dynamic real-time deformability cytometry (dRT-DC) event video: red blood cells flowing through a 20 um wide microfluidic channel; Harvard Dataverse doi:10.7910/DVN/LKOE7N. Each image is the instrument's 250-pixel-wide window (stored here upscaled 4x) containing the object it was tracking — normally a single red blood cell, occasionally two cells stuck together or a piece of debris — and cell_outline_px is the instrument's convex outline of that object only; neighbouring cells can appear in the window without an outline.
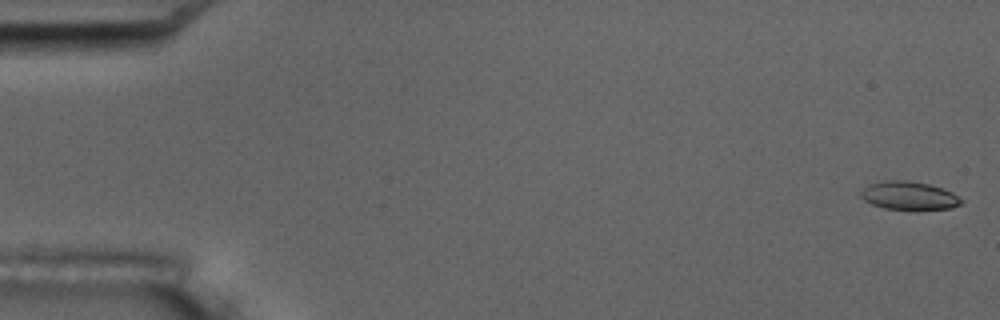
{"species": "common noctule bat (a hibernating species)", "species_latin": "Nyctalus noctula", "temperature_condition": "room temperature", "stored_images_in_passage": 56, "camera_frame_rate_fps": 3000, "um_per_image_px": 0.085, "animal": {"sex": "male", "body_mass_g": 17.5, "forearm_length_mm": 52.3}, "frame": {"image": 1, "passage_image": 2, "time_ms": 0.333, "image_size_px": [1000, 320], "cell_outline_px": [[964, 200], [960, 204], [952, 208], [884, 208], [872, 204], [864, 200], [860, 196], [860, 192], [868, 184], [884, 180], [904, 180], [928, 184], [952, 192]], "centroid_in_image_um": [77.23, 16.6], "position_along_channel_um": 7.8, "area_um2": 16.13}}
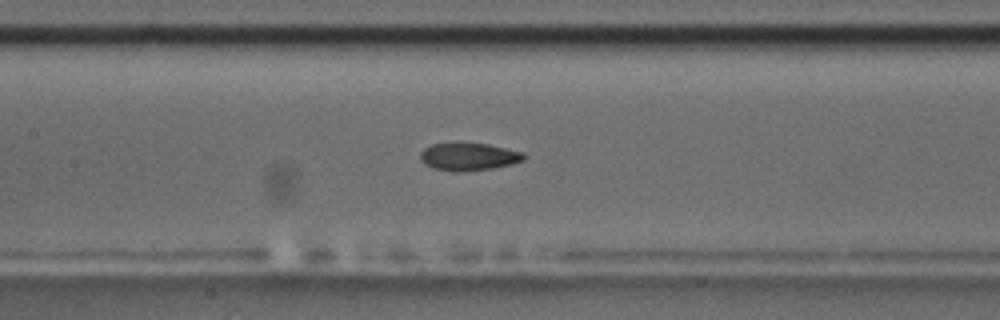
{"frame": {"image": 2, "passage_image": 27, "time_ms": 8.667, "image_size_px": [1000, 320], "cell_outline_px": [[528, 156], [524, 160], [512, 164], [492, 168], [460, 172], [452, 172], [432, 168], [424, 164], [420, 160], [420, 152], [424, 148], [432, 144], [488, 144], [524, 152]], "centroid_in_image_um": [39.85, 13.34], "position_along_channel_um": 167.6, "area_um2": 16.7}}
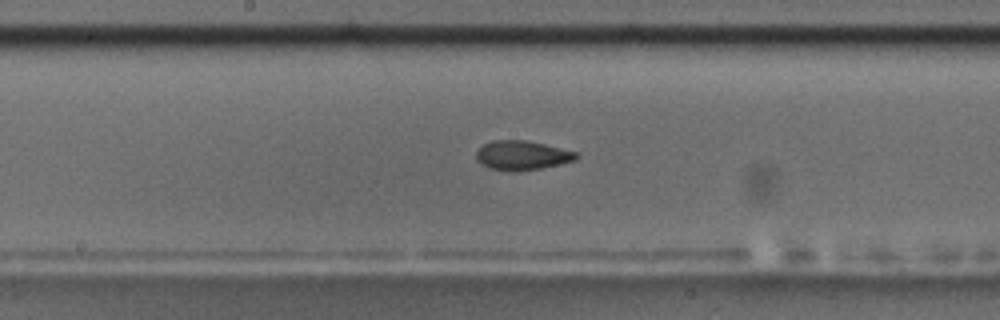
{"frame": {"image": 3, "passage_image": 30, "time_ms": 9.667, "image_size_px": [1000, 320], "cell_outline_px": [[580, 156], [576, 160], [560, 164], [540, 168], [512, 172], [488, 168], [480, 164], [476, 160], [476, 152], [484, 144], [492, 140], [528, 140], [576, 152]], "centroid_in_image_um": [44.35, 13.21], "position_along_channel_um": 203.8, "area_um2": 17.17}, "authors_computed_cell_mechanics": {"area_um2": 17.051, "velocity_mm_per_s": 3.6547, "shape_relaxation_time_tau1_ms": 4.8595, "shape_relaxation_time_tau2_ms": 2.0248, "deformation_change_tau1": 0.1536, "deformation_change_tau2": 0.0802}}